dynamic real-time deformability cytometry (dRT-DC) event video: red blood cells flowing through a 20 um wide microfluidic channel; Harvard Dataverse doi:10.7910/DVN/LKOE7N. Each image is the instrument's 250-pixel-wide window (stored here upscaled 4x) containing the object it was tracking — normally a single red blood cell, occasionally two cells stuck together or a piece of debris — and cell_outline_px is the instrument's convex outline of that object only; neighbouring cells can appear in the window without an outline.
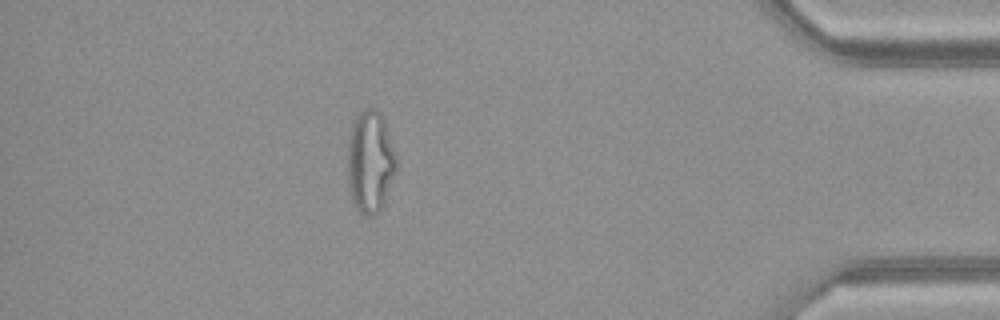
{"species": "common noctule bat (a hibernating species)", "species_latin": "Nyctalus noctula", "temperature_condition": "warm", "stored_images_in_passage": 45, "camera_frame_rate_fps": 3000, "um_per_image_px": 0.085, "animal": {"sex": "female", "body_mass_g": 21.9}, "frame": {"image": 1, "passage_image": 39, "time_ms": 12.667, "image_size_px": [1000, 320], "cell_outline_px": [[396, 172], [384, 204], [380, 212], [372, 216], [364, 216], [356, 208], [348, 188], [348, 136], [356, 116], [364, 108], [372, 108], [380, 112], [384, 120], [396, 156]], "centroid_in_image_um": [31.47, 13.78], "position_along_channel_um": 403.7, "area_um2": 29.19}, "authors_computed_cell_mechanics": {"area_um2": 26.877, "velocity_mm_per_s": 4.1712, "shape_relaxation_time_tau1_ms": null, "shape_relaxation_time_tau2_ms": 1.4194, "deformation_change_tau1": null, "deformation_change_tau2": 0.1082}}